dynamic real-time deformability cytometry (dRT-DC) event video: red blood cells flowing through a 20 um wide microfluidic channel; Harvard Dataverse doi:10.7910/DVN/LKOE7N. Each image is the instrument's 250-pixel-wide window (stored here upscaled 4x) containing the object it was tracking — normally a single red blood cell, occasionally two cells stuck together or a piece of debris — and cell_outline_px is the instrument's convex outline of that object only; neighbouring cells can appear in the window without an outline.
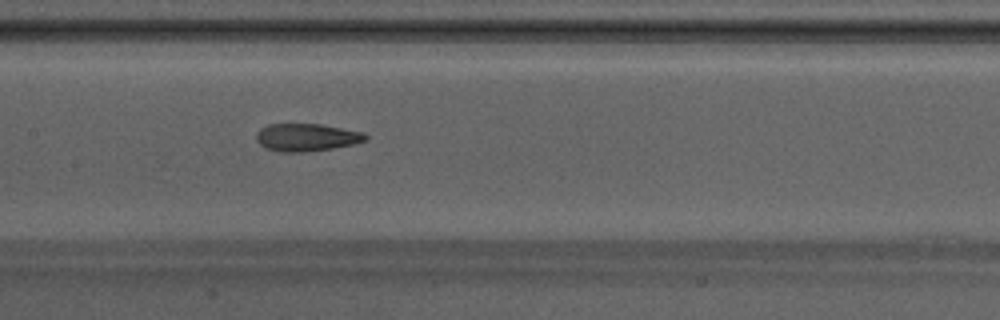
{"species": "Egyptian fruit bat (a non-hibernating species)", "species_latin": "Rousettus aegyptiacus", "temperature_condition": "warm", "stored_images_in_passage": 8, "camera_frame_rate_fps": 3000, "um_per_image_px": 0.085, "animal": {"sex": "male"}, "frame": {"image": 1, "passage_image": 7, "time_ms": 2.0, "image_size_px": [1000, 320], "cell_outline_px": [[368, 140], [356, 144], [332, 148], [304, 152], [280, 152], [264, 148], [256, 140], [256, 132], [260, 128], [268, 124], [320, 124], [364, 132], [368, 136]], "centroid_in_image_um": [26.06, 11.68], "position_along_channel_um": 181.3, "area_um2": 17.8}}